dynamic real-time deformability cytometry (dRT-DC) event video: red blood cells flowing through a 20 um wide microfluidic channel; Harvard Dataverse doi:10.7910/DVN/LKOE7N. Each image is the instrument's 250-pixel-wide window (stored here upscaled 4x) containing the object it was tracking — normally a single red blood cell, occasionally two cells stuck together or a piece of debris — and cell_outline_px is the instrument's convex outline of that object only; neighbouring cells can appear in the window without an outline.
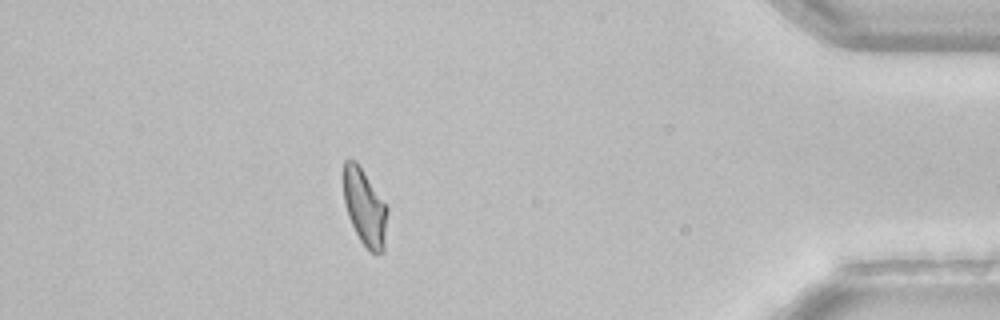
{"species": "common noctule bat (a hibernating species)", "species_latin": "Nyctalus noctula", "temperature_condition": "room temperature", "stored_images_in_passage": 52, "segment_of_instrument_passage": [1, 2], "camera_frame_rate_fps": 3000, "um_per_image_px": 0.085, "animal": {"sex": "female", "body_mass_g": 22.7, "forearm_length_mm": 54.2}, "frame": {"image": 1, "passage_image": 45, "time_ms": 14.667, "image_size_px": [1000, 320], "cell_outline_px": [[388, 212], [384, 252], [372, 252], [360, 240], [348, 216], [344, 204], [344, 160], [356, 160], [388, 208]], "centroid_in_image_um": [31.01, 17.63], "position_along_channel_um": 404.2, "area_um2": 19.31}}